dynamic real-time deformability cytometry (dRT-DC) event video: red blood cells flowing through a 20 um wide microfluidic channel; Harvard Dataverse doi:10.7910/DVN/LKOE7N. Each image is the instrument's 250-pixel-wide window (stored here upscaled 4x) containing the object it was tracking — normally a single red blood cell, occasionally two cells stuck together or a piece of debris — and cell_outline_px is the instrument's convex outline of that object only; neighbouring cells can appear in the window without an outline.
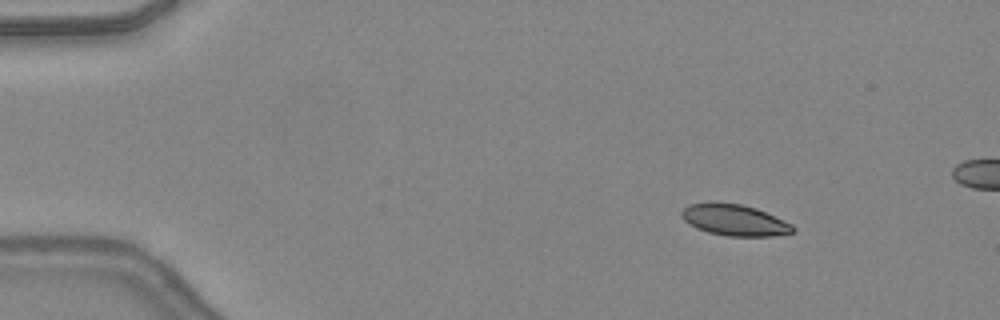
{"species": "common noctule bat (a hibernating species)", "species_latin": "Nyctalus noctula", "temperature_condition": "warm", "stored_images_in_passage": 16, "camera_frame_rate_fps": 3000, "um_per_image_px": 0.085, "animal": {"sex": "female", "body_mass_g": 24.6, "forearm_length_mm": 56.2}, "frame": {"image": 1, "passage_image": 7, "time_ms": 2.0, "image_size_px": [1000, 320], "cell_outline_px": [[796, 232], [772, 236], [728, 236], [708, 232], [696, 228], [688, 224], [680, 216], [680, 212], [688, 204], [712, 200], [716, 200], [740, 204], [756, 208], [784, 220], [792, 224], [796, 228]], "centroid_in_image_um": [62.39, 18.68], "position_along_channel_um": 22.6, "area_um2": 20.81}}